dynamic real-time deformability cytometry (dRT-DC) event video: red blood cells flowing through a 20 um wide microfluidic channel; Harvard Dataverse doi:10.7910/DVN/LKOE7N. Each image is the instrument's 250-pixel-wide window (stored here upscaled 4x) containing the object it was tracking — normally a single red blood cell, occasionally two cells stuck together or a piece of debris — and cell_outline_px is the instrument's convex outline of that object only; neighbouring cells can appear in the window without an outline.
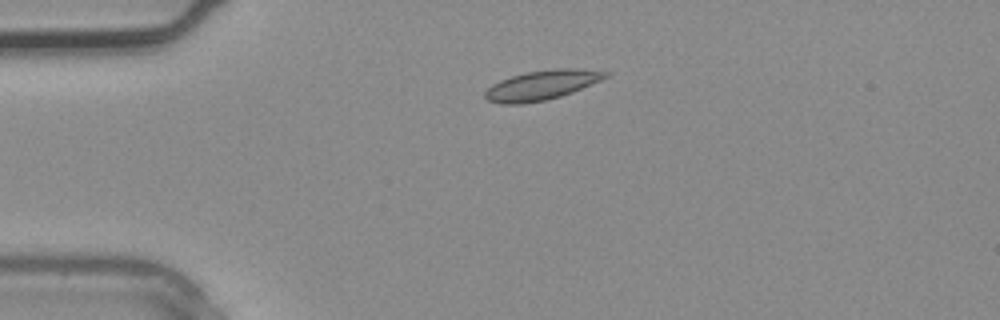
{"species": "common noctule bat (a hibernating species)", "species_latin": "Nyctalus noctula", "temperature_condition": "warm", "stored_images_in_passage": 2, "camera_frame_rate_fps": 3000, "um_per_image_px": 0.085, "animal": {"sex": "male", "body_mass_g": 20.4}, "frame": {"image": 1, "passage_image": 2, "time_ms": 0.333, "image_size_px": [1000, 320], "cell_outline_px": [[612, 76], [572, 92], [560, 96], [544, 100], [520, 104], [500, 104], [488, 100], [484, 96], [484, 92], [492, 84], [500, 80], [512, 76], [528, 72], [556, 68], [576, 68], [612, 72]], "centroid_in_image_um": [46.1, 7.22], "position_along_channel_um": 38.9, "area_um2": 20.81}}